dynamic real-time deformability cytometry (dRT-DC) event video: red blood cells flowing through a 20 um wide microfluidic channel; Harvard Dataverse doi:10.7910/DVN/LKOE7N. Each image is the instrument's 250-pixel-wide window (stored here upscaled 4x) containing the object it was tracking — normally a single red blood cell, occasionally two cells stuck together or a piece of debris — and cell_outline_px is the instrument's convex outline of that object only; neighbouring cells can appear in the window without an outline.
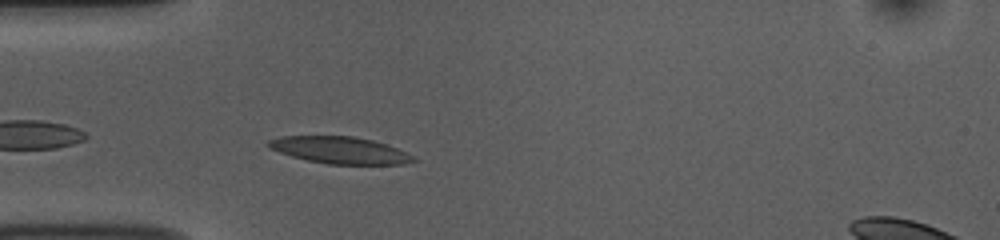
{"species": "common noctule bat (a hibernating species)", "species_latin": "Nyctalus noctula", "temperature_condition": "room temperature", "stored_images_in_passage": 37, "camera_frame_rate_fps": 3000, "um_per_image_px": 0.085, "animal": {"sex": "female", "body_mass_g": 10.0, "forearm_length_mm": 53.1}, "frame": {"image": 1, "passage_image": 3, "time_ms": 0.667, "image_size_px": [1000, 240], "cell_outline_px": [[416, 160], [404, 164], [328, 164], [308, 160], [292, 156], [280, 152], [264, 144], [268, 140], [284, 136], [352, 136], [372, 140], [396, 148], [412, 156]], "centroid_in_image_um": [28.85, 12.76], "position_along_channel_um": 56.1, "area_um2": 22.31}}
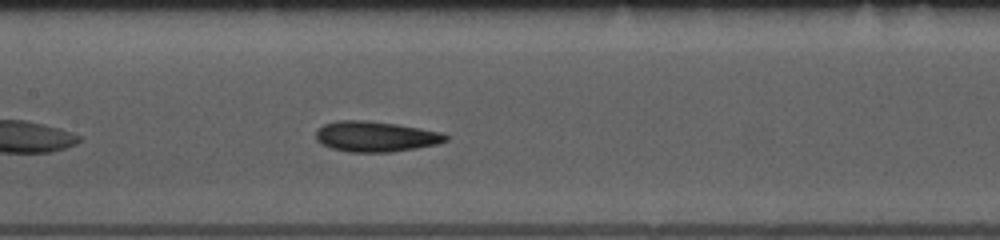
{"frame": {"image": 2, "passage_image": 13, "time_ms": 4.0, "image_size_px": [1000, 240], "cell_outline_px": [[448, 140], [436, 144], [416, 148], [392, 152], [348, 152], [332, 148], [320, 144], [316, 140], [316, 132], [324, 124], [336, 120], [368, 120], [396, 124], [444, 132], [448, 136]], "centroid_in_image_um": [31.93, 11.6], "position_along_channel_um": 175.5, "area_um2": 23.18}}
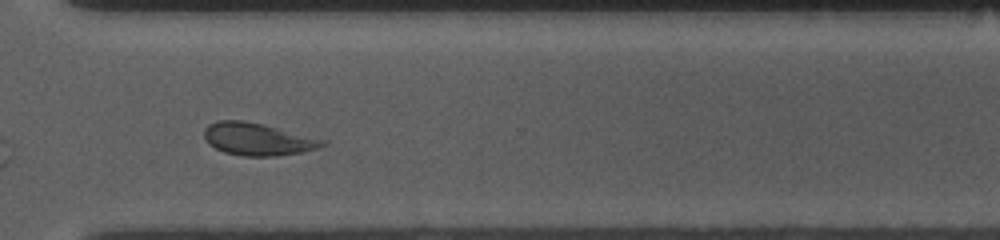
{"frame": {"image": 3, "passage_image": 27, "time_ms": 8.667, "image_size_px": [1000, 240], "cell_outline_px": [[328, 144], [316, 148], [300, 152], [276, 156], [244, 156], [224, 152], [208, 144], [204, 136], [204, 128], [208, 124], [220, 120], [240, 120], [264, 124], [328, 140]], "centroid_in_image_um": [21.91, 11.82], "position_along_channel_um": 348.7, "area_um2": 22.43}, "authors_computed_cell_mechanics": {"area_um2": 22.4264, "velocity_mm_per_s": 3.7262, "shape_relaxation_time_tau1_ms": 2.0709, "shape_relaxation_time_tau2_ms": 2.1101, "deformation_change_tau1": 0.111, "deformation_change_tau2": 0.0962}}